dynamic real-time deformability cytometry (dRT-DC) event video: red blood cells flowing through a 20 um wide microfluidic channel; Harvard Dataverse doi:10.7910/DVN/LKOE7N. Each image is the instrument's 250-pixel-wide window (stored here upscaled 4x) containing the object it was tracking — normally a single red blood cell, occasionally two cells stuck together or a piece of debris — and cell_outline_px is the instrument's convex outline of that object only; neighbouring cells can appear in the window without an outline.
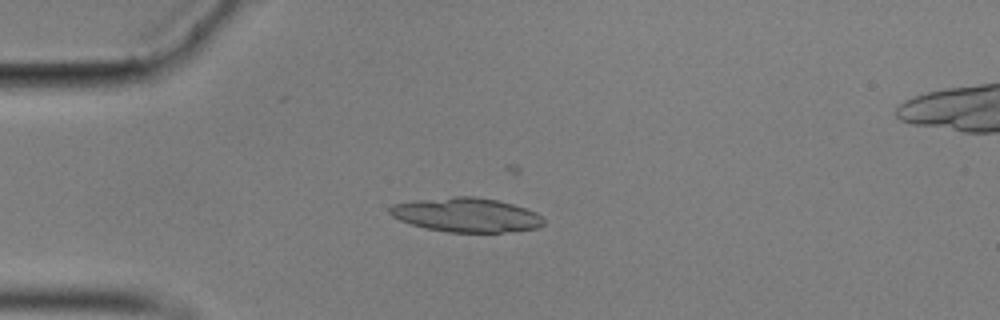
{"species": "common noctule bat (a hibernating species)", "species_latin": "Nyctalus noctula", "temperature_condition": "cold", "stored_images_in_passage": 49, "camera_frame_rate_fps": 3000, "um_per_image_px": 0.085, "animal": {"sex": "male", "body_mass_g": 17.9}, "frame": {"image": 1, "passage_image": 17, "time_ms": 5.333, "image_size_px": [1000, 320], "cell_outline_px": [[544, 224], [540, 228], [512, 232], [448, 232], [424, 228], [400, 220], [392, 216], [388, 212], [388, 208], [392, 204], [412, 200], [456, 196], [472, 196], [496, 200], [512, 204], [536, 212], [544, 220]], "centroid_in_image_um": [39.63, 18.27], "position_along_channel_um": 45.4, "area_um2": 30.87}}
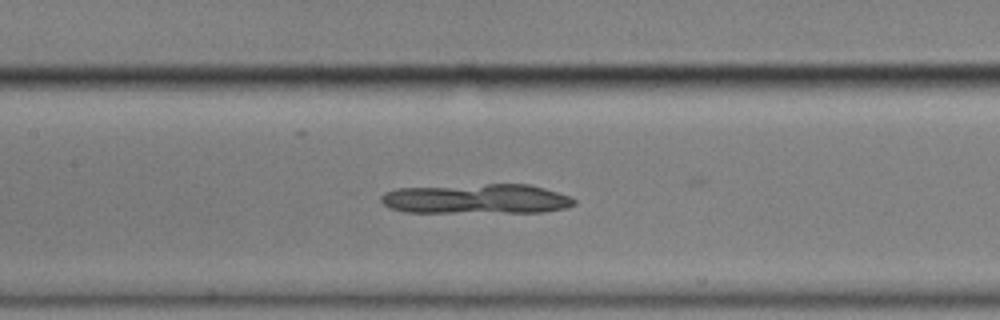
{"frame": {"image": 2, "passage_image": 29, "time_ms": 9.333, "image_size_px": [1000, 320], "cell_outline_px": [[576, 204], [564, 208], [544, 212], [404, 212], [388, 208], [380, 200], [380, 196], [384, 192], [396, 188], [488, 184], [528, 184], [544, 188], [568, 196], [576, 200]], "centroid_in_image_um": [40.46, 16.91], "position_along_channel_um": 166.9, "area_um2": 33.58}}